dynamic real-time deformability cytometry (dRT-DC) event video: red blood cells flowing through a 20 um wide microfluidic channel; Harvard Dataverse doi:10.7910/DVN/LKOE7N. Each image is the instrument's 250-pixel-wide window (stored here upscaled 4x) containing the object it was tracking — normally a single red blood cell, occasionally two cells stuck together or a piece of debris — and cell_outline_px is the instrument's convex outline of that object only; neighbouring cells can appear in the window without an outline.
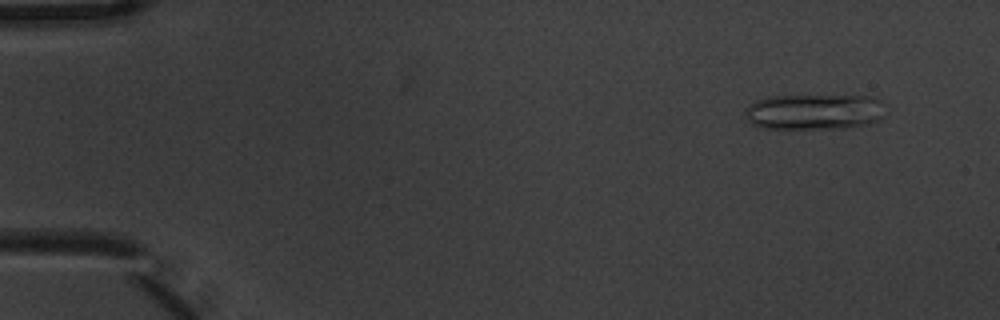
{"species": "common noctule bat (a hibernating species)", "species_latin": "Nyctalus noctula", "temperature_condition": "warm", "stored_images_in_passage": 5, "camera_frame_rate_fps": 3000, "um_per_image_px": 0.085, "animal": {"sex": "male", "body_mass_g": 20.1, "forearm_length_mm": 53.5}, "frame": {"image": 1, "passage_image": 1, "time_ms": 0.0, "image_size_px": [1000, 320], "cell_outline_px": [[888, 104], [884, 116], [868, 124], [844, 128], [764, 128], [752, 124], [744, 116], [744, 108], [748, 104], [756, 100], [768, 96], [872, 96]], "centroid_in_image_um": [69.23, 9.49], "position_along_channel_um": 15.8, "area_um2": 29.59}}
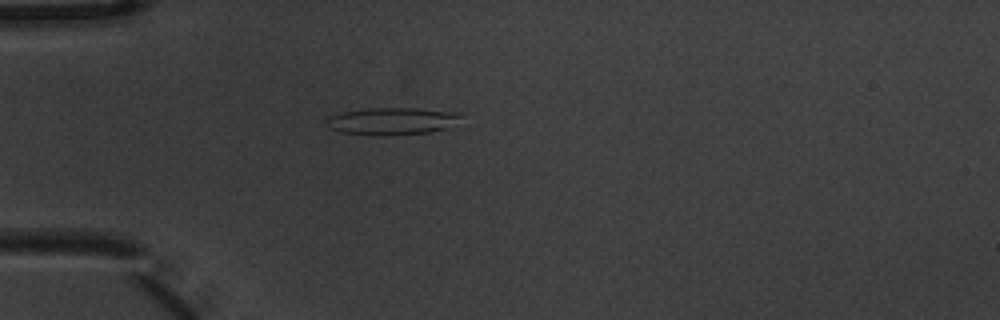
{"frame": {"image": 2, "passage_image": 4, "time_ms": 1.0, "image_size_px": [1000, 320], "cell_outline_px": [[460, 116], [444, 128], [428, 132], [384, 136], [380, 136], [340, 132], [332, 128], [328, 120], [328, 116], [344, 112], [368, 108], [416, 108], [460, 112]], "centroid_in_image_um": [33.29, 10.29], "position_along_channel_um": 51.7, "area_um2": 20.81}}